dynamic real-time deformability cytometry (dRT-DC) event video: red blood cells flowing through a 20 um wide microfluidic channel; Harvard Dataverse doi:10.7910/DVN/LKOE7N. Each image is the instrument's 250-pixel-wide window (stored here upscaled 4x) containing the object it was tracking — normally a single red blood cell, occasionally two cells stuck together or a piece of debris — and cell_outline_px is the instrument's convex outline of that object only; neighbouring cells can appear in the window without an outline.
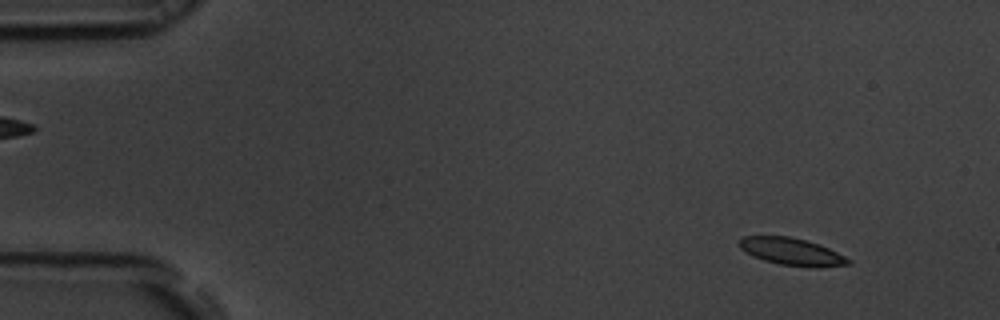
{"species": "common noctule bat (a hibernating species)", "species_latin": "Nyctalus noctula", "temperature_condition": "room temperature", "stored_images_in_passage": 55, "camera_frame_rate_fps": 3000, "um_per_image_px": 0.085, "animal": {"sex": "male", "body_mass_g": 19.5, "forearm_length_mm": 54.6}, "frame": {"image": 1, "passage_image": 5, "time_ms": 1.333, "image_size_px": [1000, 320], "cell_outline_px": [[852, 264], [816, 268], [812, 268], [780, 264], [764, 260], [752, 256], [740, 248], [736, 244], [736, 240], [744, 236], [788, 236], [804, 240], [828, 248], [852, 260]], "centroid_in_image_um": [67.26, 21.4], "position_along_channel_um": 17.7, "area_um2": 17.4}}
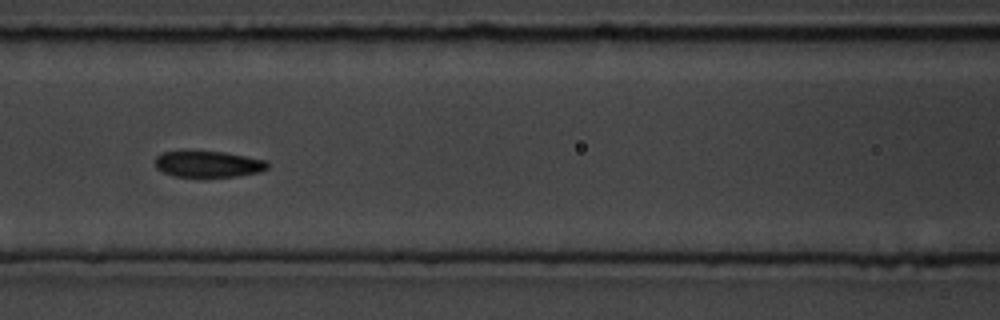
{"frame": {"image": 2, "passage_image": 24, "time_ms": 7.667, "image_size_px": [1000, 320], "cell_outline_px": [[268, 168], [260, 172], [236, 176], [200, 180], [172, 176], [156, 168], [156, 156], [164, 152], [184, 148], [224, 152], [268, 160]], "centroid_in_image_um": [17.65, 13.95], "position_along_channel_um": 149.0, "area_um2": 18.67}}
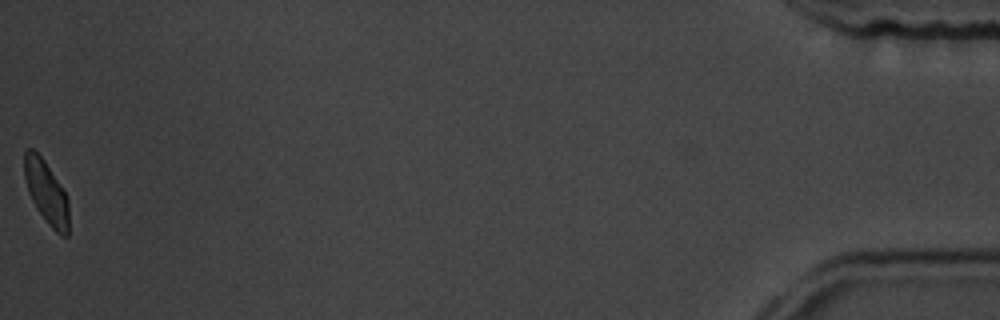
{"frame": {"image": 3, "passage_image": 55, "time_ms": 18.0, "image_size_px": [1000, 320], "cell_outline_px": [[68, 236], [60, 236], [48, 224], [36, 208], [28, 192], [24, 176], [24, 148], [32, 148], [44, 160], [64, 192], [68, 200]], "centroid_in_image_um": [3.91, 16.34], "position_along_channel_um": 431.3, "area_um2": 16.18}, "authors_computed_cell_mechanics": {"area_um2": 17.3978, "velocity_mm_per_s": 3.6897, "shape_relaxation_time_tau1_ms": 2.5019, "shape_relaxation_time_tau2_ms": 5.0209, "deformation_change_tau1": 0.0943, "deformation_change_tau2": 0.1137}}